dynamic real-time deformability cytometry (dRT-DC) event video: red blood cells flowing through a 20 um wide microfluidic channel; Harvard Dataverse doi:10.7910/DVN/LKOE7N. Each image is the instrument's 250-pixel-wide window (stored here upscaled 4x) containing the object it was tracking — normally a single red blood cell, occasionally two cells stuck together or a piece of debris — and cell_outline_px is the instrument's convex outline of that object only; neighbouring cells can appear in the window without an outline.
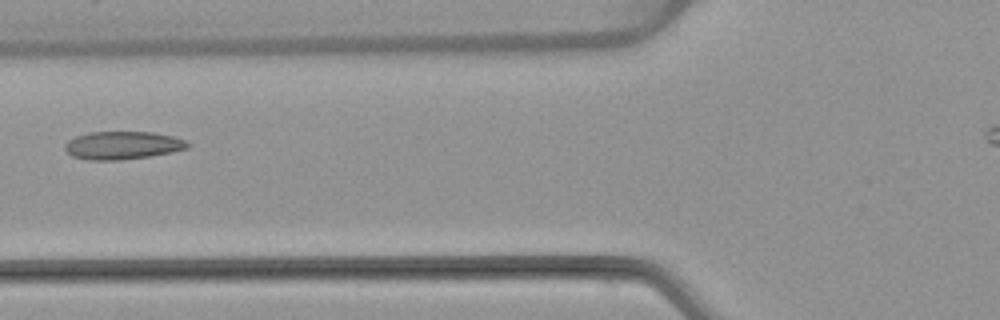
{"species": "common noctule bat (a hibernating species)", "species_latin": "Nyctalus noctula", "temperature_condition": "warm", "stored_images_in_passage": 2, "camera_frame_rate_fps": 3000, "um_per_image_px": 0.085, "animal": {"sex": "female", "body_mass_g": 22.7, "forearm_length_mm": 54.2}, "frame": {"image": 1, "passage_image": 2, "time_ms": 1.333, "image_size_px": [1000, 320], "cell_outline_px": [[192, 144], [188, 148], [172, 152], [148, 156], [120, 160], [88, 160], [72, 156], [64, 148], [64, 144], [68, 140], [76, 136], [88, 132], [152, 132], [172, 136], [188, 140]], "centroid_in_image_um": [10.44, 12.35], "position_along_channel_um": 115.4, "area_um2": 20.11}}